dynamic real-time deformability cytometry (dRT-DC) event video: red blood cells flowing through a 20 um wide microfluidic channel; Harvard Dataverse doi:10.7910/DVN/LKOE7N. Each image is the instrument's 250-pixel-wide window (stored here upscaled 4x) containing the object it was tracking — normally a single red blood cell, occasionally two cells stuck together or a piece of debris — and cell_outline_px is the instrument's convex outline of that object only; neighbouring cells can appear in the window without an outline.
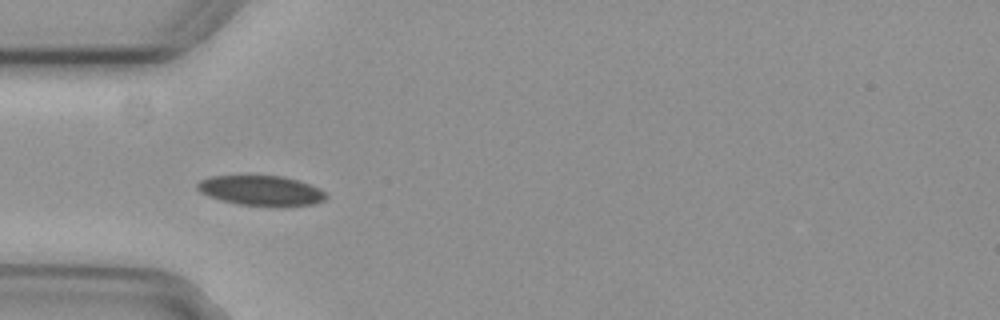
{"species": "common noctule bat (a hibernating species)", "species_latin": "Nyctalus noctula", "temperature_condition": "cold", "stored_images_in_passage": 5, "camera_frame_rate_fps": 3000, "um_per_image_px": 0.085, "animal": {"sex": "female", "body_mass_g": 29.2, "forearm_length_mm": 56.3}, "frame": {"image": 1, "passage_image": 1, "time_ms": 0.0, "image_size_px": [1000, 320], "cell_outline_px": [[328, 196], [324, 200], [316, 204], [280, 208], [276, 208], [240, 204], [220, 200], [208, 196], [200, 192], [196, 188], [196, 184], [200, 180], [208, 176], [284, 176], [300, 180], [320, 188]], "centroid_in_image_um": [22.24, 16.22], "position_along_channel_um": 62.8, "area_um2": 23.18}}
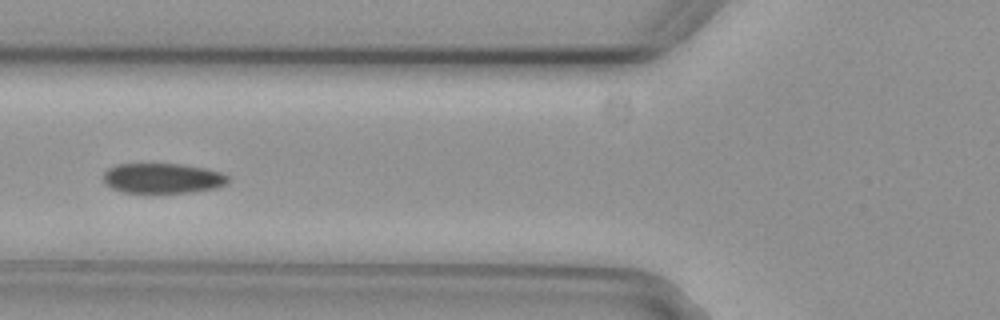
{"frame": {"image": 2, "passage_image": 2, "time_ms": 0.333, "image_size_px": [1000, 320], "cell_outline_px": [[228, 184], [216, 188], [192, 192], [124, 192], [112, 188], [104, 184], [104, 172], [108, 168], [116, 164], [180, 164], [204, 168], [220, 172], [228, 176]], "centroid_in_image_um": [13.82, 15.15], "position_along_channel_um": 112.0, "area_um2": 21.79}}
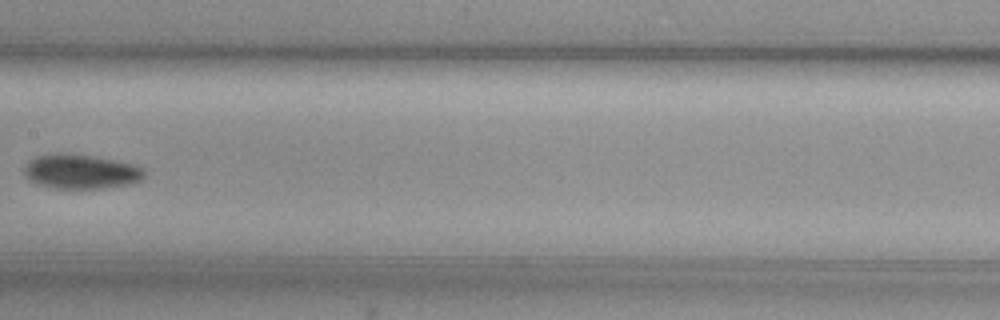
{"frame": {"image": 3, "passage_image": 4, "time_ms": 1.0, "image_size_px": [1000, 320], "cell_outline_px": [[144, 176], [140, 180], [132, 184], [104, 188], [52, 188], [36, 184], [28, 180], [24, 176], [24, 168], [36, 156], [96, 156], [132, 164], [144, 168]], "centroid_in_image_um": [6.92, 14.64], "position_along_channel_um": 200.5, "area_um2": 23.41}}